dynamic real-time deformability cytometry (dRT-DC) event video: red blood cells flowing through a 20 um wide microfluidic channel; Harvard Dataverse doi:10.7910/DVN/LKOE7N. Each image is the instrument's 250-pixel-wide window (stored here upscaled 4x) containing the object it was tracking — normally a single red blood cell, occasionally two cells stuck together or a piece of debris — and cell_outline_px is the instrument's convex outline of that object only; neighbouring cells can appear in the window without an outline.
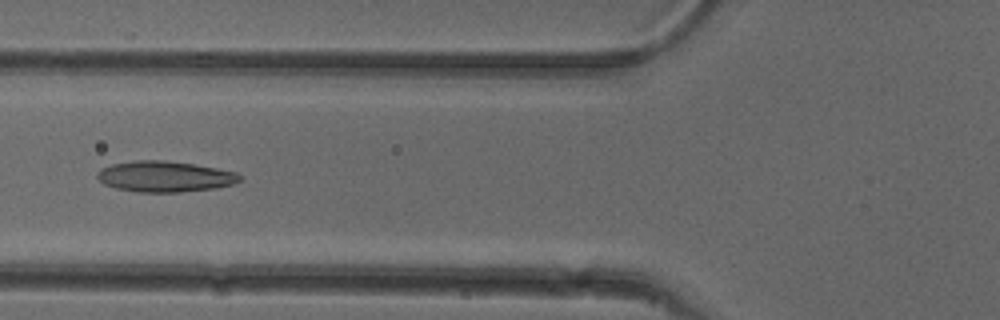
{"species": "common noctule bat (a hibernating species)", "species_latin": "Nyctalus noctula", "temperature_condition": "cold", "stored_images_in_passage": 52, "camera_frame_rate_fps": 3000, "um_per_image_px": 0.085, "animal": {"sex": "female"}, "frame": {"image": 1, "passage_image": 20, "time_ms": 6.333, "image_size_px": [1000, 320], "cell_outline_px": [[240, 180], [232, 184], [216, 188], [180, 192], [140, 192], [116, 188], [104, 184], [96, 176], [96, 172], [100, 168], [112, 164], [132, 160], [164, 160], [192, 164], [216, 168], [236, 172], [240, 176]], "centroid_in_image_um": [13.96, 15.0], "position_along_channel_um": 111.8, "area_um2": 25.55}}
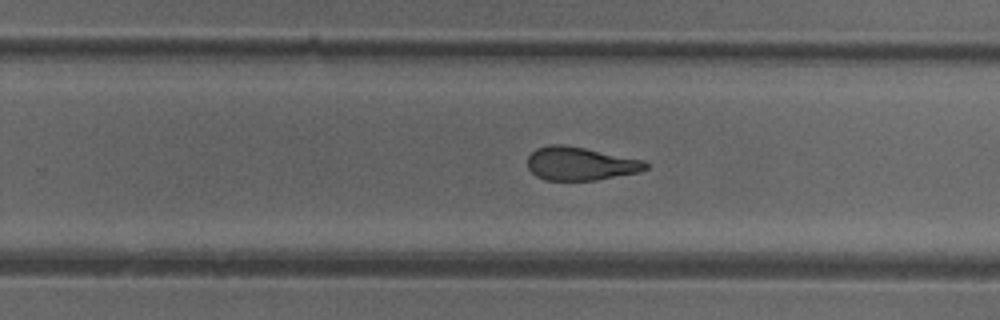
{"frame": {"image": 2, "passage_image": 33, "time_ms": 10.667, "image_size_px": [1000, 320], "cell_outline_px": [[648, 168], [640, 172], [596, 180], [544, 180], [536, 176], [528, 168], [528, 156], [536, 148], [548, 144], [564, 144], [644, 160], [648, 164]], "centroid_in_image_um": [49.32, 13.91], "position_along_channel_um": 280.5, "area_um2": 23.0}}
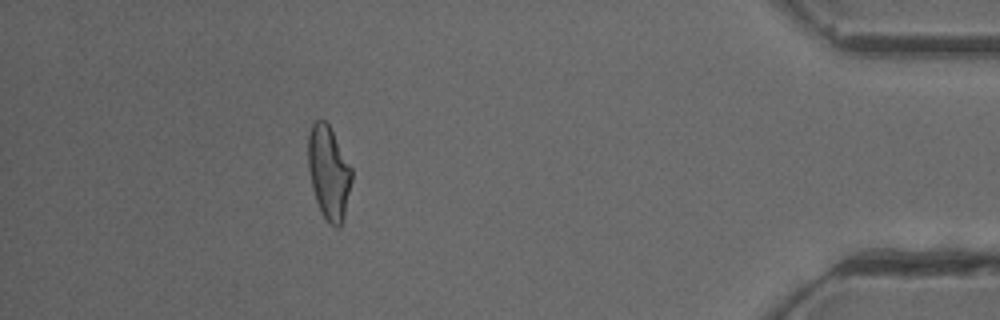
{"frame": {"image": 3, "passage_image": 47, "time_ms": 15.333, "image_size_px": [1000, 320], "cell_outline_px": [[352, 180], [344, 216], [340, 228], [336, 228], [328, 224], [316, 200], [312, 188], [308, 168], [308, 136], [312, 124], [316, 120], [324, 120], [328, 124], [352, 168]], "centroid_in_image_um": [27.94, 14.69], "position_along_channel_um": 407.3, "area_um2": 23.58}, "authors_computed_cell_mechanics": {"area_um2": 24.3916, "velocity_mm_per_s": 3.8966, "shape_relaxation_time_tau1_ms": null, "shape_relaxation_time_tau2_ms": 2.3535, "deformation_change_tau1": null, "deformation_change_tau2": 0.1134}}